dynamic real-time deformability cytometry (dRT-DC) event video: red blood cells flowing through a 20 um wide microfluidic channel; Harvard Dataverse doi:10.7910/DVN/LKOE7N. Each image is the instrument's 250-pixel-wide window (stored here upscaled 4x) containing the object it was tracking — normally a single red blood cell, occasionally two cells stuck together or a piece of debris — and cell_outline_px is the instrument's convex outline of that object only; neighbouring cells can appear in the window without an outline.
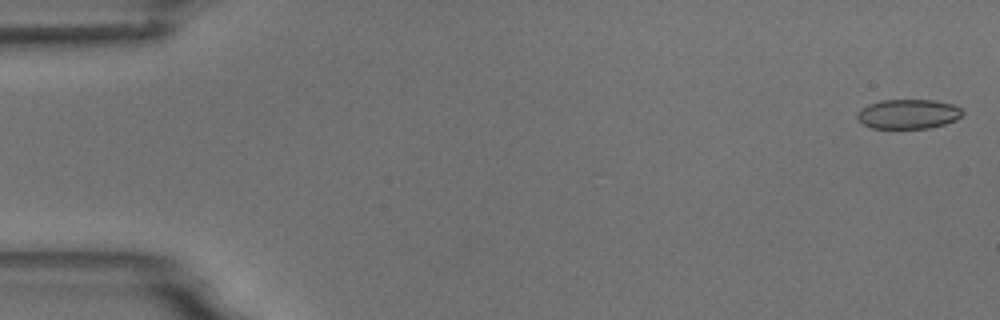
{"species": "common noctule bat (a hibernating species)", "species_latin": "Nyctalus noctula", "temperature_condition": "room temperature", "stored_images_in_passage": 5, "camera_frame_rate_fps": 3000, "um_per_image_px": 0.085, "animal": {"sex": "male", "body_mass_g": 18.8}, "frame": {"image": 1, "passage_image": 1, "time_ms": 0.0, "image_size_px": [1000, 320], "cell_outline_px": [[964, 112], [956, 120], [944, 124], [928, 128], [872, 128], [864, 124], [856, 116], [860, 108], [868, 104], [880, 100], [932, 100], [952, 104], [960, 108]], "centroid_in_image_um": [77.19, 9.68], "position_along_channel_um": 7.8, "area_um2": 18.03}}
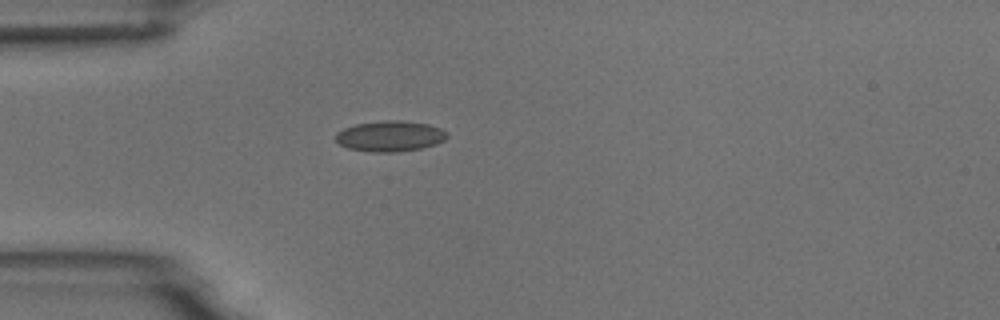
{"frame": {"image": 2, "passage_image": 5, "time_ms": 4.667, "image_size_px": [1000, 320], "cell_outline_px": [[448, 136], [444, 140], [436, 144], [420, 148], [396, 152], [368, 152], [348, 148], [340, 144], [336, 140], [336, 132], [344, 128], [356, 124], [384, 120], [400, 120], [428, 124], [440, 128], [448, 132]], "centroid_in_image_um": [33.15, 11.57], "position_along_channel_um": 51.8, "area_um2": 19.94}}